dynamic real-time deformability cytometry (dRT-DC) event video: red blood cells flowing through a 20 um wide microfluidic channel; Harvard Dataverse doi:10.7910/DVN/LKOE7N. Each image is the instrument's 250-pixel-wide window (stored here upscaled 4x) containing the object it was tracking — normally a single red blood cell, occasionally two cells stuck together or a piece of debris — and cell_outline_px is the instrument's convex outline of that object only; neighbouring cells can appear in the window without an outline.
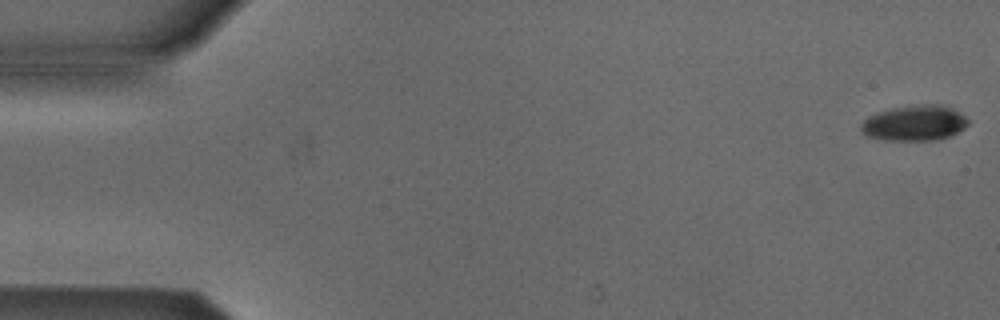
{"species": "Egyptian fruit bat (a non-hibernating species)", "species_latin": "Rousettus aegyptiacus", "temperature_condition": "cold", "stored_images_in_passage": 5, "camera_frame_rate_fps": 3000, "um_per_image_px": 0.085, "animal": {"sex": "male"}, "frame": {"image": 1, "passage_image": 1, "time_ms": 0.0, "image_size_px": [1000, 320], "cell_outline_px": [[968, 124], [964, 128], [940, 140], [884, 140], [864, 136], [860, 132], [860, 124], [868, 116], [892, 108], [924, 104], [940, 104], [952, 108], [960, 112], [968, 120]], "centroid_in_image_um": [77.7, 10.47], "position_along_channel_um": 7.3, "area_um2": 22.2}}